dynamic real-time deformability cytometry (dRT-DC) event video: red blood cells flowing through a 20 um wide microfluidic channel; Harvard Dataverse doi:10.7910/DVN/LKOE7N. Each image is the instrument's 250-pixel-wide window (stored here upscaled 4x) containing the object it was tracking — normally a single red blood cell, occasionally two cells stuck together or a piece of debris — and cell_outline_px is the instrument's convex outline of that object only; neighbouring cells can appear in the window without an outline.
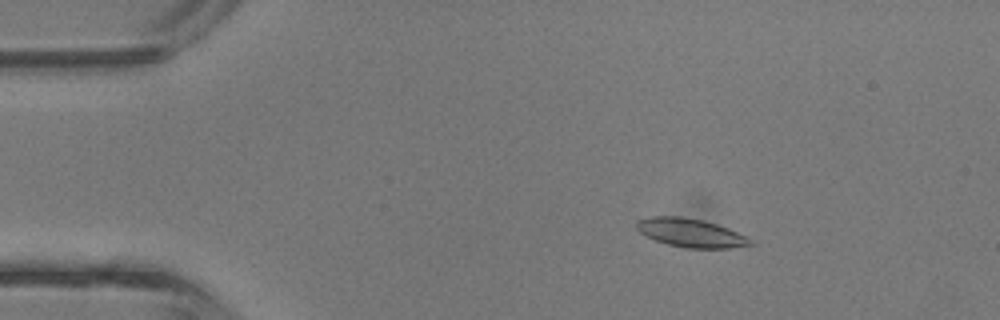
{"species": "common noctule bat (a hibernating species)", "species_latin": "Nyctalus noctula", "temperature_condition": "room temperature", "stored_images_in_passage": 36, "camera_frame_rate_fps": 3000, "um_per_image_px": 0.085, "animal": {"sex": "male", "body_mass_g": 13.3}, "frame": {"image": 1, "passage_image": 1, "time_ms": 0.0, "image_size_px": [1000, 320], "cell_outline_px": [[752, 244], [732, 248], [688, 248], [668, 244], [644, 236], [636, 228], [636, 220], [648, 216], [680, 216], [704, 220], [728, 228], [752, 240]], "centroid_in_image_um": [58.65, 19.78], "position_along_channel_um": 26.4, "area_um2": 18.9}}
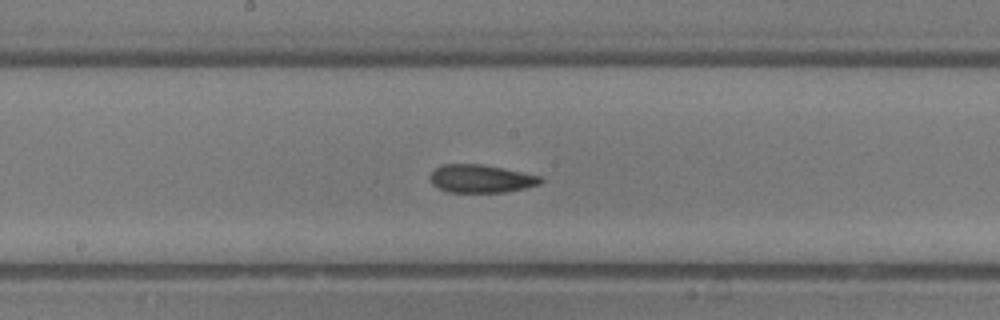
{"frame": {"image": 2, "passage_image": 16, "time_ms": 5.0, "image_size_px": [1000, 320], "cell_outline_px": [[544, 180], [540, 184], [524, 188], [504, 192], [448, 192], [432, 184], [432, 172], [436, 168], [444, 164], [480, 164], [540, 176]], "centroid_in_image_um": [40.89, 15.19], "position_along_channel_um": 207.3, "area_um2": 17.63}}
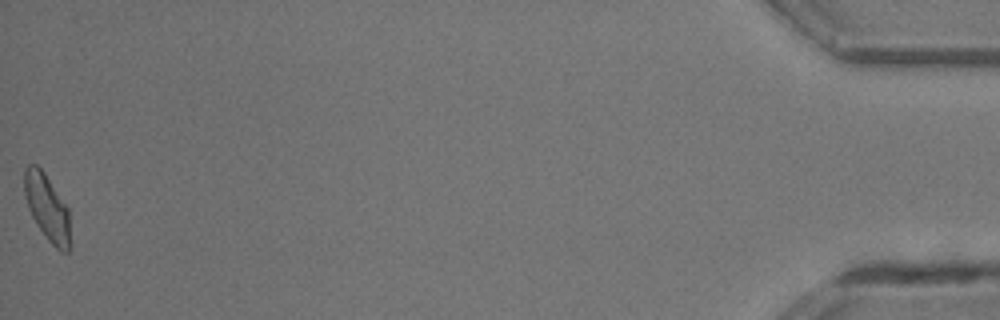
{"frame": {"image": 3, "passage_image": 36, "time_ms": 11.667, "image_size_px": [1000, 320], "cell_outline_px": [[72, 244], [68, 252], [60, 252], [48, 240], [36, 224], [28, 208], [24, 196], [24, 168], [28, 164], [36, 164], [44, 172], [68, 208]], "centroid_in_image_um": [4.02, 17.68], "position_along_channel_um": 431.2, "area_um2": 18.03}, "authors_computed_cell_mechanics": {"area_um2": 17.8891, "velocity_mm_per_s": 4.9394, "shape_relaxation_time_tau1_ms": 10.9763, "shape_relaxation_time_tau2_ms": 2.2145, "deformation_change_tau1": 0.2568, "deformation_change_tau2": 0.0916}}